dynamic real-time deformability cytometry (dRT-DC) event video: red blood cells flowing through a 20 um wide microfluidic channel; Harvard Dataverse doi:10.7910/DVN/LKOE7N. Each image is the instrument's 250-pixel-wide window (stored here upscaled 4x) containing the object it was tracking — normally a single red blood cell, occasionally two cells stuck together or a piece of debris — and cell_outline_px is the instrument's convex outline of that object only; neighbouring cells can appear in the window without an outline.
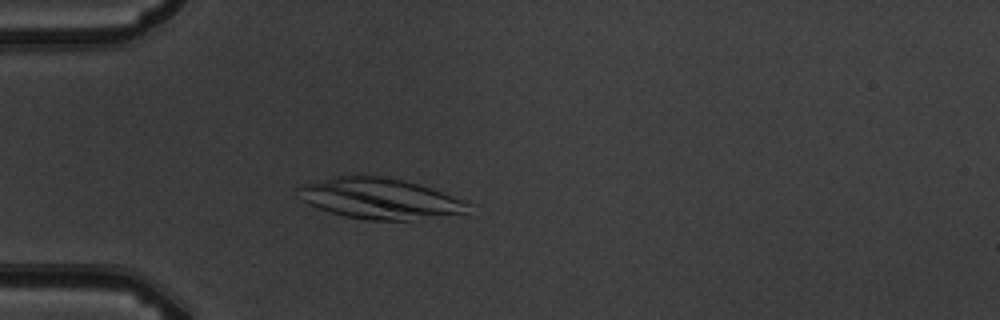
{"species": "common noctule bat (a hibernating species)", "species_latin": "Nyctalus noctula", "temperature_condition": "warm", "stored_images_in_passage": 3, "camera_frame_rate_fps": 3000, "um_per_image_px": 0.085, "animal": {"sex": "male", "body_mass_g": 19.5, "forearm_length_mm": 54.6}, "frame": {"image": 1, "passage_image": 3, "time_ms": 3.0, "image_size_px": [1000, 320], "cell_outline_px": [[472, 204], [464, 212], [408, 220], [364, 220], [344, 216], [308, 204], [300, 200], [296, 188], [300, 184], [336, 176], [376, 176], [400, 180], [432, 188]], "centroid_in_image_um": [32.18, 16.87], "position_along_channel_um": 52.8, "area_um2": 39.65}}